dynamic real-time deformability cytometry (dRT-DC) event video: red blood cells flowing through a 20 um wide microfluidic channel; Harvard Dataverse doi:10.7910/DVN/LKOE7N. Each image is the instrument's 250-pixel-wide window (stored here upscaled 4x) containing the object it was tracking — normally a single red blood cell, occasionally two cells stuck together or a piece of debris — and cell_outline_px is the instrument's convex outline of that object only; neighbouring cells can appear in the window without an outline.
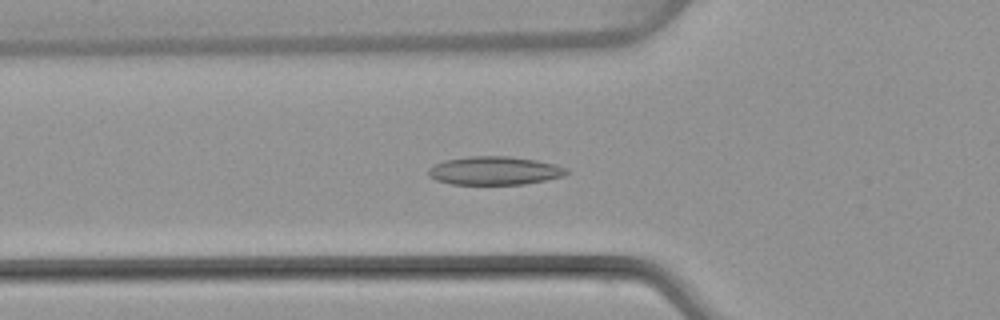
{"species": "common noctule bat (a hibernating species)", "species_latin": "Nyctalus noctula", "temperature_condition": "warm", "stored_images_in_passage": 51, "camera_frame_rate_fps": 3000, "um_per_image_px": 0.085, "animal": {"sex": "female", "body_mass_g": 22.7, "forearm_length_mm": 54.2}, "frame": {"image": 1, "passage_image": 18, "time_ms": 5.667, "image_size_px": [1000, 320], "cell_outline_px": [[568, 172], [564, 176], [524, 184], [452, 184], [436, 180], [428, 176], [428, 168], [444, 160], [468, 156], [508, 156], [536, 160], [556, 164], [568, 168]], "centroid_in_image_um": [42.03, 14.5], "position_along_channel_um": 83.8, "area_um2": 22.89}}
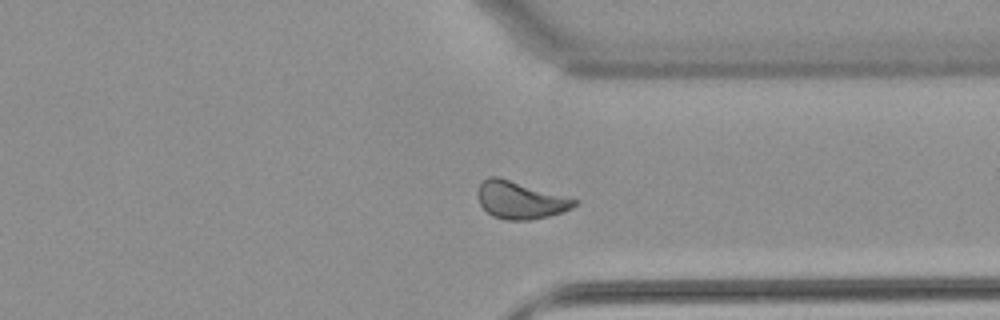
{"frame": {"image": 2, "passage_image": 39, "time_ms": 12.667, "image_size_px": [1000, 320], "cell_outline_px": [[576, 204], [572, 208], [548, 216], [528, 220], [504, 220], [492, 216], [480, 204], [476, 196], [476, 192], [480, 184], [488, 176], [500, 176], [576, 200]], "centroid_in_image_um": [44.14, 17.0], "position_along_channel_um": 367.3, "area_um2": 20.92}}
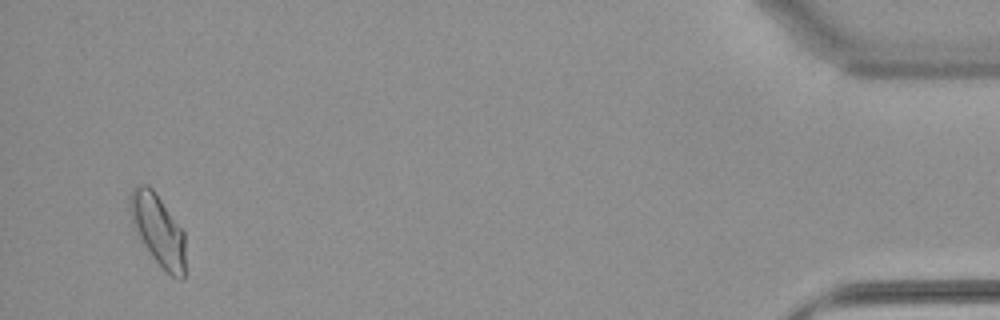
{"frame": {"image": 3, "passage_image": 49, "time_ms": 16.0, "image_size_px": [1000, 320], "cell_outline_px": [[184, 280], [180, 280], [172, 276], [152, 256], [144, 244], [132, 220], [128, 208], [128, 196], [132, 188], [136, 184], [148, 184], [152, 188], [184, 232]], "centroid_in_image_um": [13.41, 19.49], "position_along_channel_um": 421.8, "area_um2": 22.54}, "authors_computed_cell_mechanics": {"area_um2": 21.5016, "velocity_mm_per_s": 4.0445, "shape_relaxation_time_tau1_ms": 5.7033, "shape_relaxation_time_tau2_ms": 1.933, "deformation_change_tau1": 0.1422, "deformation_change_tau2": 0.0672}}